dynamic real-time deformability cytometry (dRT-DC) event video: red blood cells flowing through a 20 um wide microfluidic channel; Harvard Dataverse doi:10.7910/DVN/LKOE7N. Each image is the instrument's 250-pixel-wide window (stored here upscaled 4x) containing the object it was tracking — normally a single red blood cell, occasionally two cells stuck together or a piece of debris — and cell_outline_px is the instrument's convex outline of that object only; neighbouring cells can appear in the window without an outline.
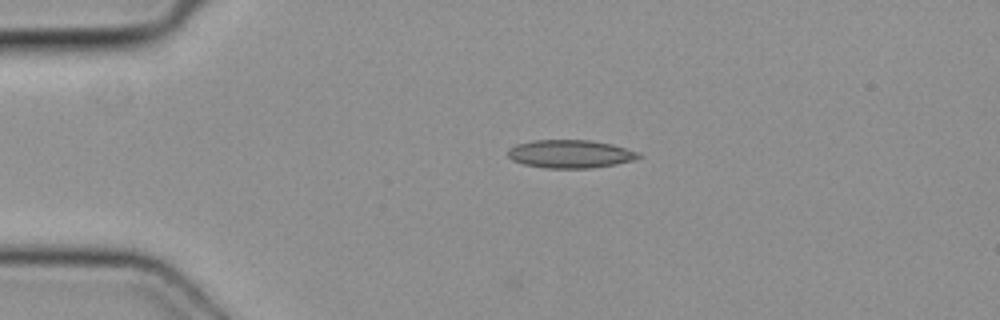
{"species": "common noctule bat (a hibernating species)", "species_latin": "Nyctalus noctula", "temperature_condition": "cold", "stored_images_in_passage": 2, "camera_frame_rate_fps": 3000, "um_per_image_px": 0.085, "animal": {"sex": "female", "body_mass_g": 19.3, "forearm_length_mm": 54.1}, "frame": {"image": 1, "passage_image": 1, "time_ms": 0.0, "image_size_px": [1000, 320], "cell_outline_px": [[640, 156], [632, 160], [616, 164], [588, 168], [544, 168], [524, 164], [512, 160], [508, 156], [508, 148], [516, 144], [532, 140], [588, 140], [612, 144], [640, 152]], "centroid_in_image_um": [48.44, 13.08], "position_along_channel_um": 36.6, "area_um2": 21.39}}